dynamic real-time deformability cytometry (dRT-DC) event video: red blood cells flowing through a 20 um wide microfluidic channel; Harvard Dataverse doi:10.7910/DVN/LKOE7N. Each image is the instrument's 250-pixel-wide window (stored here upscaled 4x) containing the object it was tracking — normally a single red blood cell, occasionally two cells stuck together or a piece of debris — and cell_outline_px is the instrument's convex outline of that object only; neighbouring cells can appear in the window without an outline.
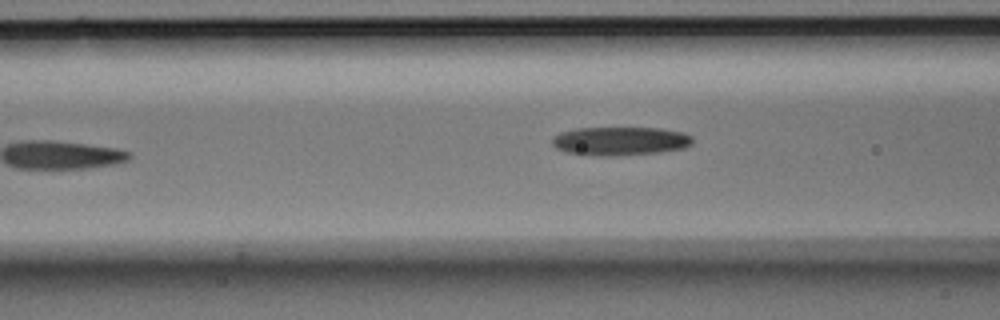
{"species": "Egyptian fruit bat (a non-hibernating species)", "species_latin": "Rousettus aegyptiacus", "temperature_condition": "room temperature", "stored_images_in_passage": 6, "camera_frame_rate_fps": 3000, "um_per_image_px": 0.085, "animal": {"sex": "male"}, "frame": {"image": 1, "passage_image": 5, "time_ms": 1.333, "image_size_px": [1000, 320], "cell_outline_px": [[692, 144], [684, 148], [656, 152], [616, 156], [596, 156], [568, 152], [556, 148], [552, 144], [552, 140], [560, 132], [576, 128], [660, 128], [684, 132], [692, 136]], "centroid_in_image_um": [52.73, 11.98], "position_along_channel_um": 113.9, "area_um2": 23.35}}
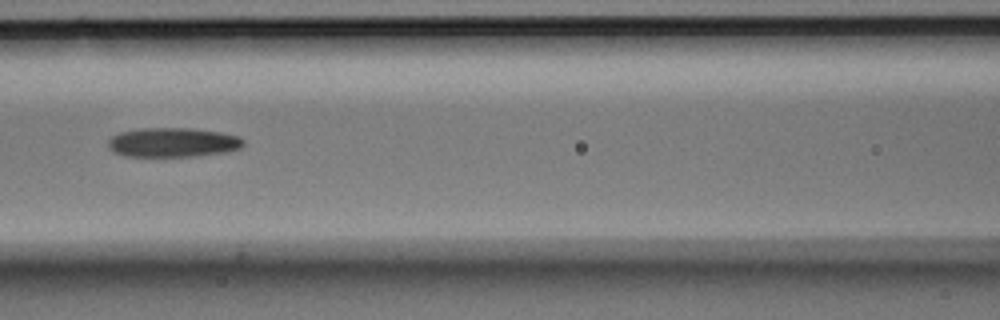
{"frame": {"image": 2, "passage_image": 6, "time_ms": 1.667, "image_size_px": [1000, 320], "cell_outline_px": [[244, 144], [240, 148], [228, 152], [196, 156], [124, 156], [112, 152], [108, 148], [108, 140], [112, 136], [120, 132], [140, 128], [192, 128], [220, 132], [240, 136], [244, 140]], "centroid_in_image_um": [14.69, 12.1], "position_along_channel_um": 151.9, "area_um2": 23.41}}